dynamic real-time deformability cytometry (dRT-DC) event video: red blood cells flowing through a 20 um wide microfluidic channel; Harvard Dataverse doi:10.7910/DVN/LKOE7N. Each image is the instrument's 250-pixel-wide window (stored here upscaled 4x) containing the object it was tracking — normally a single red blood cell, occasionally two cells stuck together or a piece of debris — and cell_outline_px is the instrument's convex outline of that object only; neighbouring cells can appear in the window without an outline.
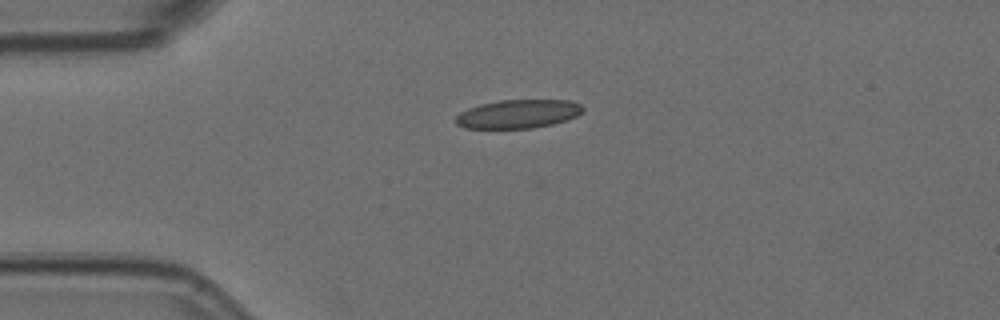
{"species": "Egyptian fruit bat (a non-hibernating species)", "species_latin": "Rousettus aegyptiacus", "temperature_condition": "room temperature", "stored_images_in_passage": 4, "camera_frame_rate_fps": 3000, "um_per_image_px": 0.085, "animal": {"sex": "female"}, "frame": {"image": 1, "passage_image": 4, "time_ms": 1.0, "image_size_px": [1000, 320], "cell_outline_px": [[584, 108], [576, 116], [568, 120], [552, 124], [532, 128], [464, 128], [456, 124], [456, 116], [460, 112], [468, 108], [480, 104], [500, 100], [572, 100], [580, 104]], "centroid_in_image_um": [44.04, 9.68], "position_along_channel_um": 41.0, "area_um2": 21.21}}